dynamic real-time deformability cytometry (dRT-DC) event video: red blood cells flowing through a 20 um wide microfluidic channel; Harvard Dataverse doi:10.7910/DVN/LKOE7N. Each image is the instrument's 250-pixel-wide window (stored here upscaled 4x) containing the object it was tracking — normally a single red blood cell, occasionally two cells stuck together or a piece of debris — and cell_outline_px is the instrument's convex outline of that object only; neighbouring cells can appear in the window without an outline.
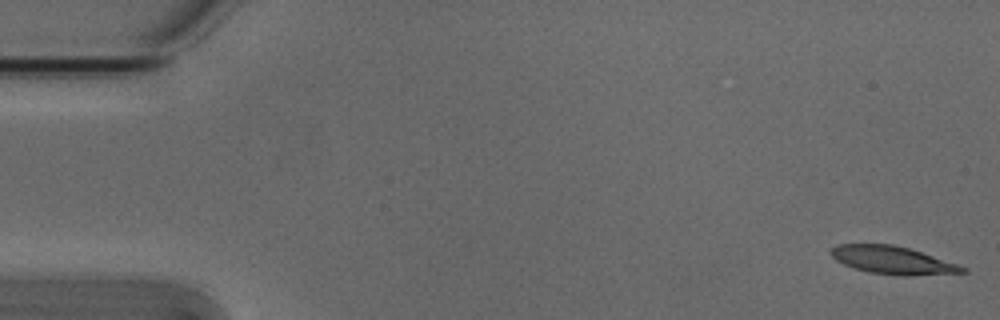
{"species": "Egyptian fruit bat (a non-hibernating species)", "species_latin": "Rousettus aegyptiacus", "temperature_condition": "cold", "stored_images_in_passage": 6, "camera_frame_rate_fps": 3000, "um_per_image_px": 0.085, "animal": {"sex": "male"}, "frame": {"image": 1, "passage_image": 1, "time_ms": 0.0, "image_size_px": [1000, 320], "cell_outline_px": [[968, 272], [908, 276], [900, 276], [868, 272], [844, 264], [836, 260], [828, 252], [828, 248], [836, 244], [892, 244], [908, 248], [968, 268]], "centroid_in_image_um": [75.81, 22.11], "position_along_channel_um": 9.2, "area_um2": 21.27}}